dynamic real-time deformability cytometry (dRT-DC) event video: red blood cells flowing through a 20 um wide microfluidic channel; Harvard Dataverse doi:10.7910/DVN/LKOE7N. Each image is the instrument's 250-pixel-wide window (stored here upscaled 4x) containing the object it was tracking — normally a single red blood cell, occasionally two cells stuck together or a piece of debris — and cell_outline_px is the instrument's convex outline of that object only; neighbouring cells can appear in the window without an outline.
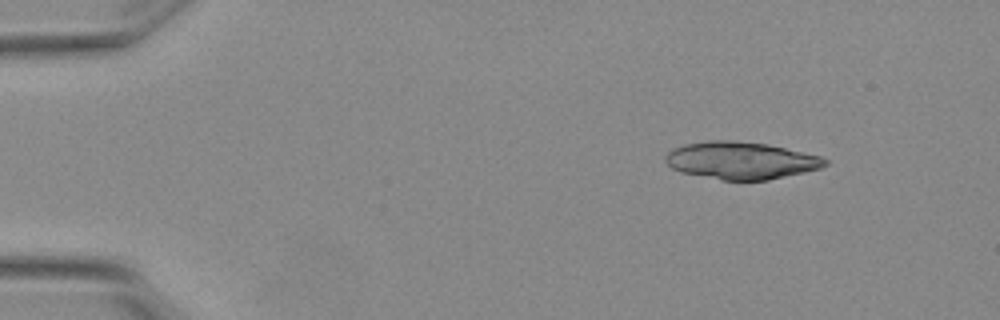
{"species": "Egyptian fruit bat (a non-hibernating species)", "species_latin": "Rousettus aegyptiacus", "temperature_condition": "warm", "stored_images_in_passage": 6, "camera_frame_rate_fps": 3000, "um_per_image_px": 0.085, "animal": {"sex": "female"}, "frame": {"image": 1, "passage_image": 1, "time_ms": 0.0, "image_size_px": [1000, 320], "cell_outline_px": [[828, 164], [820, 168], [804, 172], [768, 180], [720, 180], [680, 172], [672, 168], [664, 160], [664, 156], [668, 152], [684, 144], [708, 140], [732, 140], [768, 144], [820, 156], [828, 160]], "centroid_in_image_um": [62.96, 13.64], "position_along_channel_um": 22.0, "area_um2": 34.74}}